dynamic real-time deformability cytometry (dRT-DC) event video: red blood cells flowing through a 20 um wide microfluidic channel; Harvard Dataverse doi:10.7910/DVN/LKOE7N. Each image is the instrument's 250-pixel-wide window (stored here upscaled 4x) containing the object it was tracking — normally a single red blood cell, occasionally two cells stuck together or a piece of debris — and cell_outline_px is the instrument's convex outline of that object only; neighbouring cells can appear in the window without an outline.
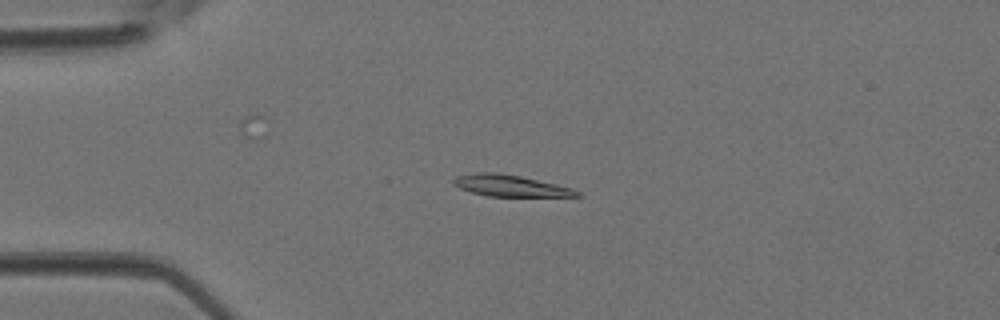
{"species": "Egyptian fruit bat (a non-hibernating species)", "species_latin": "Rousettus aegyptiacus", "temperature_condition": "room temperature", "stored_images_in_passage": 3, "camera_frame_rate_fps": 3000, "um_per_image_px": 0.085, "animal": {"sex": "female"}, "frame": {"image": 1, "passage_image": 2, "time_ms": 0.333, "image_size_px": [1000, 320], "cell_outline_px": [[584, 196], [488, 196], [472, 192], [460, 188], [452, 184], [452, 180], [456, 176], [476, 172], [496, 172], [520, 176], [556, 184], [572, 188], [580, 192]], "centroid_in_image_um": [43.35, 15.78], "position_along_channel_um": 41.6, "area_um2": 15.37}}